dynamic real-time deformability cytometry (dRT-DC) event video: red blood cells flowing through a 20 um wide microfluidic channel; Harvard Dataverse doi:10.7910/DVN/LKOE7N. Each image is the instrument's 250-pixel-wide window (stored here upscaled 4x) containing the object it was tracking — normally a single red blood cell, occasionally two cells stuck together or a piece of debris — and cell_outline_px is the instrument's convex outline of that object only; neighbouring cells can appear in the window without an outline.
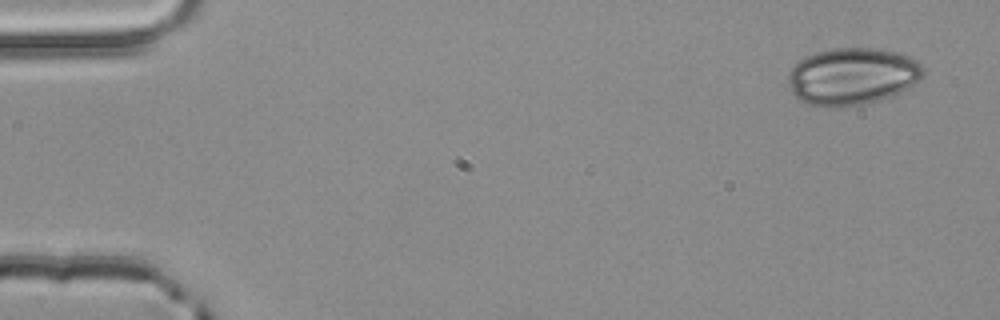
{"species": "common noctule bat (a hibernating species)", "species_latin": "Nyctalus noctula", "temperature_condition": "room temperature", "stored_images_in_passage": 4, "camera_frame_rate_fps": 3000, "um_per_image_px": 0.085, "animal": {"sex": "male", "body_mass_g": 20.4}, "frame": {"image": 1, "passage_image": 1, "time_ms": 0.0, "image_size_px": [1000, 320], "cell_outline_px": [[924, 76], [920, 80], [908, 88], [900, 92], [864, 104], [808, 104], [800, 100], [792, 92], [788, 84], [788, 72], [804, 56], [816, 52], [836, 48], [876, 48], [900, 52], [916, 60], [924, 68]], "centroid_in_image_um": [72.47, 6.43], "position_along_channel_um": 12.5, "area_um2": 44.27}}